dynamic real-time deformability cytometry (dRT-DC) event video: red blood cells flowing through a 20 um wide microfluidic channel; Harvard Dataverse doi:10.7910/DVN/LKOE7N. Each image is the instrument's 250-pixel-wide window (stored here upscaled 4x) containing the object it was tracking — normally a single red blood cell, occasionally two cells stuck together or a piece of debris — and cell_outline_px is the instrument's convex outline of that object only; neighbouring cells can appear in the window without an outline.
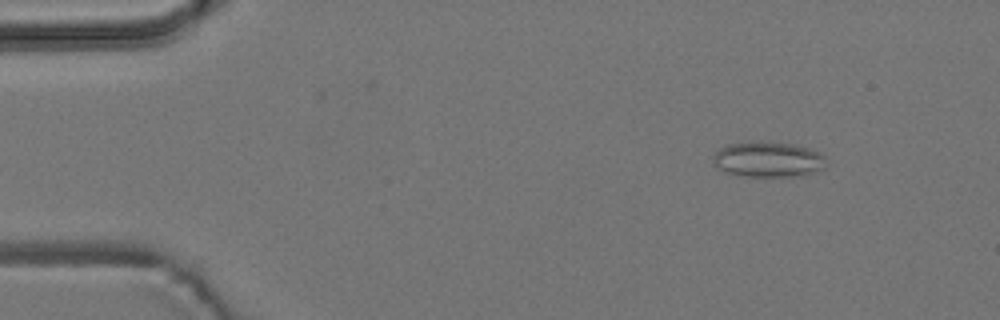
{"species": "common noctule bat (a hibernating species)", "species_latin": "Nyctalus noctula", "temperature_condition": "room temperature", "stored_images_in_passage": 5, "camera_frame_rate_fps": 3000, "um_per_image_px": 0.085, "animal": {"sex": "male", "body_mass_g": 19.2, "forearm_length_mm": 51.8}, "frame": {"image": 1, "passage_image": 5, "time_ms": 4.667, "image_size_px": [1000, 320], "cell_outline_px": [[824, 168], [804, 176], [748, 176], [728, 172], [712, 164], [712, 156], [720, 148], [728, 144], [792, 144], [808, 148], [820, 152], [824, 156]], "centroid_in_image_um": [65.31, 13.59], "position_along_channel_um": 19.7, "area_um2": 22.48}}